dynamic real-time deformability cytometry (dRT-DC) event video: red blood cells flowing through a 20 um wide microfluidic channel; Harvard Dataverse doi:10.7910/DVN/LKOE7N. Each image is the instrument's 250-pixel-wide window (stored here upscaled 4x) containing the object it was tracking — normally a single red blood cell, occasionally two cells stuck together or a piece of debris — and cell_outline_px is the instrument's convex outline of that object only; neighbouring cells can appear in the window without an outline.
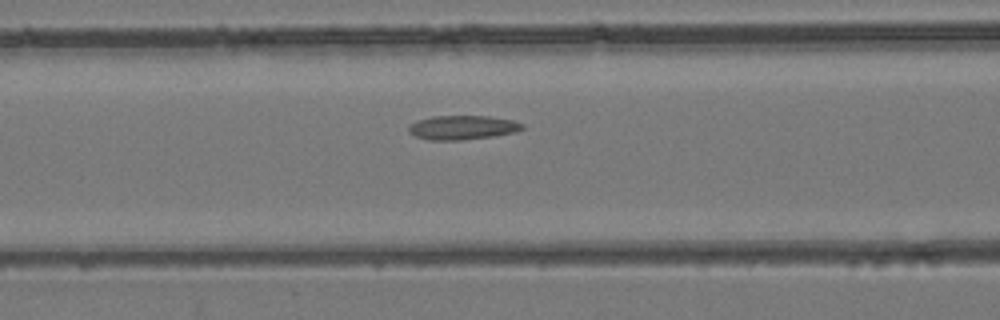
{"species": "common noctule bat (a hibernating species)", "species_latin": "Nyctalus noctula", "temperature_condition": "room temperature", "stored_images_in_passage": 43, "camera_frame_rate_fps": 3000, "um_per_image_px": 0.085, "animal": {"sex": "female", "body_mass_g": 24.6, "forearm_length_mm": 56.2}, "frame": {"image": 1, "passage_image": 16, "time_ms": 5.0, "image_size_px": [1000, 320], "cell_outline_px": [[524, 128], [516, 132], [492, 136], [460, 140], [428, 140], [416, 136], [408, 132], [408, 128], [416, 120], [432, 116], [488, 116], [512, 120], [524, 124]], "centroid_in_image_um": [39.3, 10.83], "position_along_channel_um": 127.3, "area_um2": 15.95}}
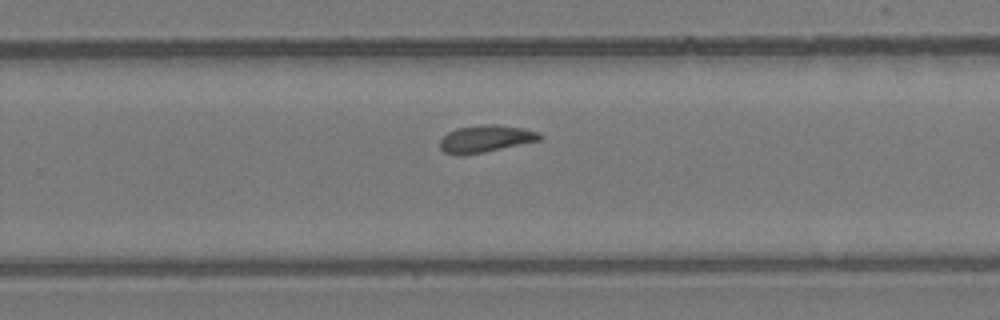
{"frame": {"image": 2, "passage_image": 27, "time_ms": 8.667, "image_size_px": [1000, 320], "cell_outline_px": [[544, 136], [540, 140], [484, 152], [460, 156], [456, 156], [444, 152], [440, 148], [440, 140], [448, 132], [456, 128], [484, 124], [496, 124], [524, 128], [540, 132]], "centroid_in_image_um": [41.28, 11.79], "position_along_channel_um": 288.5, "area_um2": 15.95}}
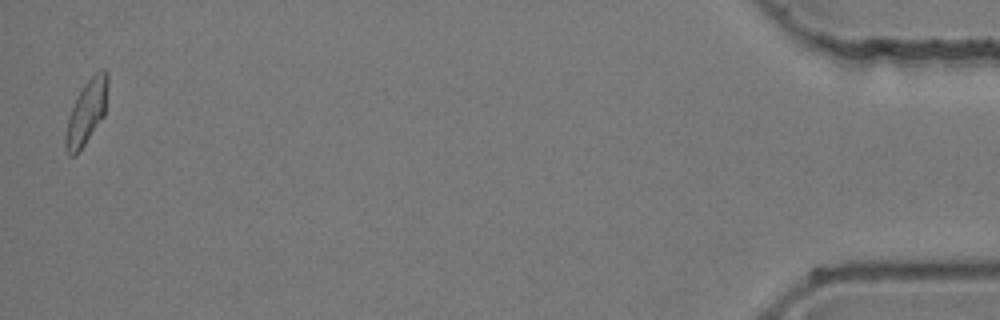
{"frame": {"image": 3, "passage_image": 43, "time_ms": 14.0, "image_size_px": [1000, 320], "cell_outline_px": [[108, 80], [104, 116], [76, 156], [68, 156], [64, 148], [64, 136], [68, 116], [84, 84], [96, 72], [104, 68], [108, 72]], "centroid_in_image_um": [7.33, 9.58], "position_along_channel_um": 427.9, "area_um2": 15.72}}